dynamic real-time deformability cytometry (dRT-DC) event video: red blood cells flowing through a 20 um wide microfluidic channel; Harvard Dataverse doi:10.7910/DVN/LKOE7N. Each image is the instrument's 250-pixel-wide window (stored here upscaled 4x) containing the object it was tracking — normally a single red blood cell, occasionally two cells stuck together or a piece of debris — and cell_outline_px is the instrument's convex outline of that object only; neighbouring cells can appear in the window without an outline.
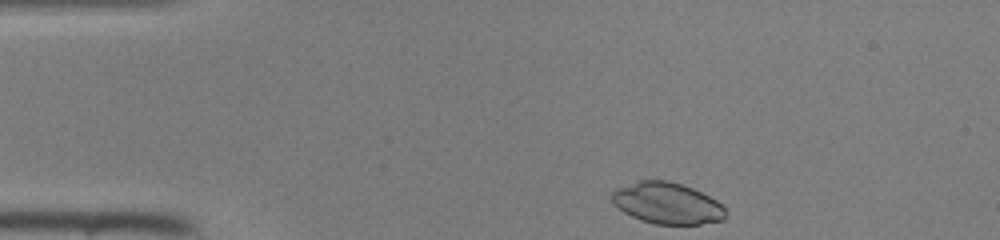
{"species": "common noctule bat (a hibernating species)", "species_latin": "Nyctalus noctula", "temperature_condition": "room temperature", "stored_images_in_passage": 40, "camera_frame_rate_fps": 3000, "um_per_image_px": 0.085, "animal": {"sex": "female", "body_mass_g": 22.0, "forearm_length_mm": 56.7}, "frame": {"image": 1, "passage_image": 1, "time_ms": 0.0, "image_size_px": [1000, 240], "cell_outline_px": [[724, 220], [700, 224], [656, 224], [640, 220], [624, 212], [612, 204], [612, 192], [616, 188], [640, 180], [668, 180], [692, 188], [716, 200], [724, 208]], "centroid_in_image_um": [56.67, 17.27], "position_along_channel_um": 28.3, "area_um2": 27.22}}
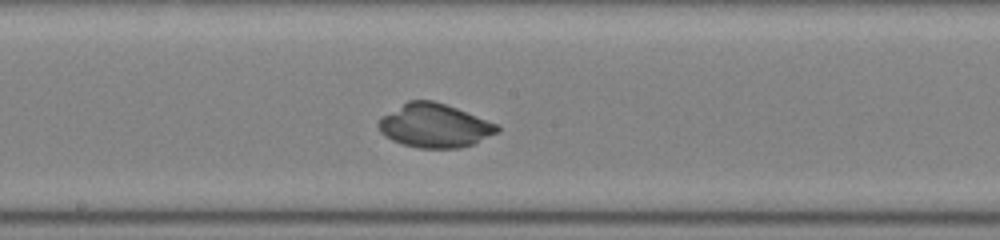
{"frame": {"image": 2, "passage_image": 18, "time_ms": 5.667, "image_size_px": [1000, 240], "cell_outline_px": [[500, 128], [496, 132], [472, 144], [460, 148], [420, 148], [404, 144], [392, 140], [384, 136], [380, 132], [376, 124], [384, 116], [408, 100], [432, 100], [456, 108], [496, 124]], "centroid_in_image_um": [36.89, 10.68], "position_along_channel_um": 211.3, "area_um2": 29.65}}
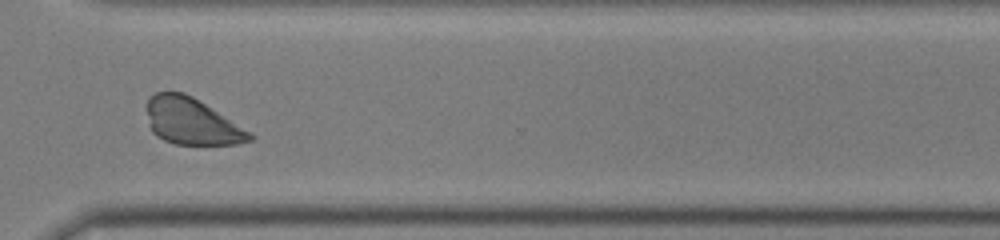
{"frame": {"image": 3, "passage_image": 28, "time_ms": 9.0, "image_size_px": [1000, 240], "cell_outline_px": [[256, 136], [252, 140], [236, 144], [176, 144], [164, 140], [156, 136], [152, 132], [148, 124], [144, 108], [148, 100], [156, 92], [184, 92], [192, 96], [252, 132]], "centroid_in_image_um": [16.27, 10.32], "position_along_channel_um": 354.3, "area_um2": 28.15}}